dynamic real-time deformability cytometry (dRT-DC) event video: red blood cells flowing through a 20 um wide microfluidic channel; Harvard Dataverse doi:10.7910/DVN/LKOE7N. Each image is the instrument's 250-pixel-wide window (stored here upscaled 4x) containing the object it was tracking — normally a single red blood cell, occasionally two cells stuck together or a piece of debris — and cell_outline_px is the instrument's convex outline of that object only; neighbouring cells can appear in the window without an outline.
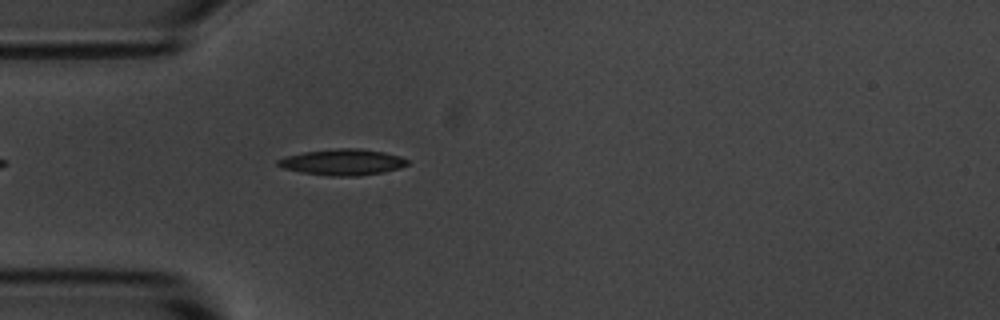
{"species": "common noctule bat (a hibernating species)", "species_latin": "Nyctalus noctula", "temperature_condition": "room temperature", "stored_images_in_passage": 6, "camera_frame_rate_fps": 3000, "um_per_image_px": 0.085, "animal": {"sex": "male", "body_mass_g": 20.1, "forearm_length_mm": 53.5}, "frame": {"image": 1, "passage_image": 2, "time_ms": 0.333, "image_size_px": [1000, 320], "cell_outline_px": [[408, 164], [400, 168], [384, 172], [360, 176], [332, 176], [304, 172], [284, 168], [276, 164], [276, 160], [284, 156], [304, 152], [336, 148], [360, 148], [384, 152], [400, 156], [408, 160]], "centroid_in_image_um": [29.14, 13.77], "position_along_channel_um": 55.9, "area_um2": 19.71}}